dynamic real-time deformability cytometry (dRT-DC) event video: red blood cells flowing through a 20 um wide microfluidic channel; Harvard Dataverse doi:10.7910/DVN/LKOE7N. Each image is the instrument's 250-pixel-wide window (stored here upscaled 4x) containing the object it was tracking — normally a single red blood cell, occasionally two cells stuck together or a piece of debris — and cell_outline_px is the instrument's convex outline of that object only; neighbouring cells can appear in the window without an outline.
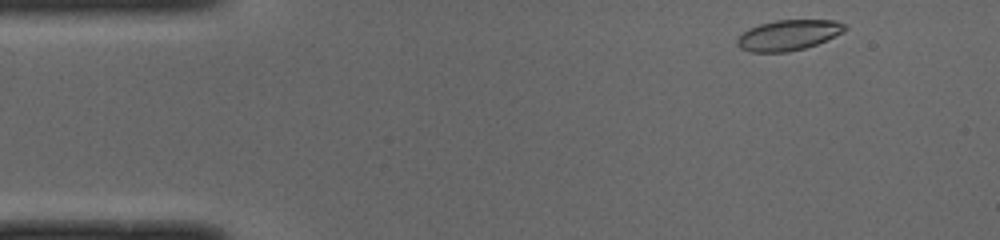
{"species": "common noctule bat (a hibernating species)", "species_latin": "Nyctalus noctula", "temperature_condition": "cold", "stored_images_in_passage": 46, "camera_frame_rate_fps": 3000, "um_per_image_px": 0.085, "animal": {"sex": "male", "body_mass_g": 19.0, "forearm_length_mm": 50.8}, "frame": {"image": 1, "passage_image": 1, "time_ms": 0.0, "image_size_px": [1000, 240], "cell_outline_px": [[848, 28], [844, 32], [816, 44], [804, 48], [788, 52], [752, 52], [740, 48], [736, 44], [736, 40], [744, 32], [760, 24], [776, 20], [836, 20], [844, 24]], "centroid_in_image_um": [67.04, 2.98], "position_along_channel_um": 18.0, "area_um2": 18.96}}
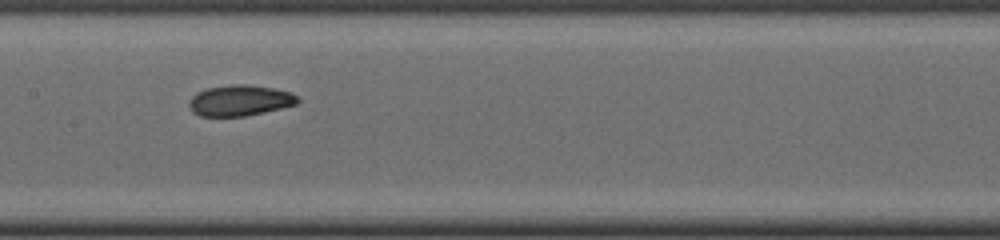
{"frame": {"image": 2, "passage_image": 20, "time_ms": 6.333, "image_size_px": [1000, 240], "cell_outline_px": [[300, 100], [296, 104], [264, 112], [244, 116], [200, 116], [192, 112], [188, 104], [188, 100], [196, 92], [208, 88], [228, 84], [248, 84], [276, 88], [292, 92]], "centroid_in_image_um": [20.37, 8.52], "position_along_channel_um": 187.0, "area_um2": 19.71}}
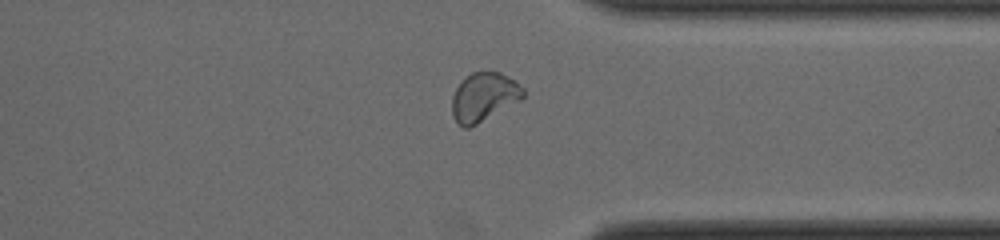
{"frame": {"image": 3, "passage_image": 34, "time_ms": 11.0, "image_size_px": [1000, 240], "cell_outline_px": [[524, 96], [520, 100], [476, 124], [468, 128], [464, 128], [452, 116], [452, 96], [460, 80], [472, 72], [500, 72], [520, 84], [524, 88]], "centroid_in_image_um": [41.11, 8.22], "position_along_channel_um": 370.3, "area_um2": 20.0}, "authors_computed_cell_mechanics": {"area_um2": 19.8254, "velocity_mm_per_s": 3.9788, "shape_relaxation_time_tau1_ms": 3.3044, "shape_relaxation_time_tau2_ms": 2.1113, "deformation_change_tau1": 0.1039, "deformation_change_tau2": 0.0734}}